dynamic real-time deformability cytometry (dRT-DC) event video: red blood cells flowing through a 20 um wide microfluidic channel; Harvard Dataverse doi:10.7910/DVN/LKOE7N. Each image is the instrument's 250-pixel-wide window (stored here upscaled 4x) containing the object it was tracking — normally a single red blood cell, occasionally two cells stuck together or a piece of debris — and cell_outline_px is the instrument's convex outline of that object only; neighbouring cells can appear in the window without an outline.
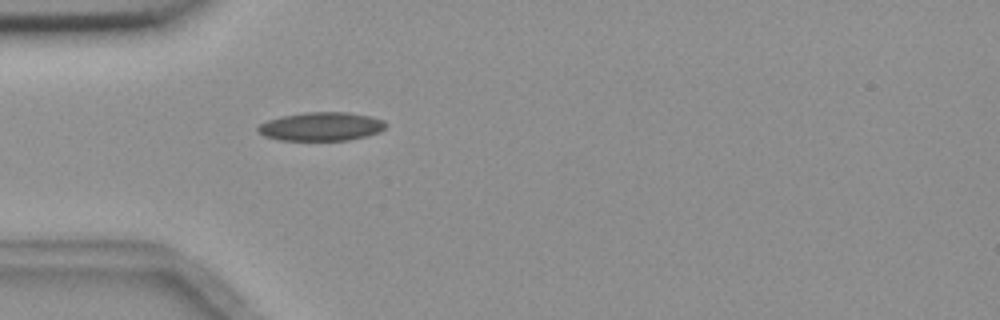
{"species": "common noctule bat (a hibernating species)", "species_latin": "Nyctalus noctula", "temperature_condition": "room temperature", "stored_images_in_passage": 3, "camera_frame_rate_fps": 3000, "um_per_image_px": 0.085, "animal": {"sex": "female", "body_mass_g": 18.4}, "frame": {"image": 1, "passage_image": 3, "time_ms": 3.333, "image_size_px": [1000, 320], "cell_outline_px": [[388, 124], [380, 132], [368, 136], [348, 140], [280, 140], [264, 136], [256, 132], [256, 128], [260, 124], [268, 120], [284, 116], [304, 112], [348, 112], [368, 116], [384, 120]], "centroid_in_image_um": [27.31, 10.76], "position_along_channel_um": 57.7, "area_um2": 21.39}}